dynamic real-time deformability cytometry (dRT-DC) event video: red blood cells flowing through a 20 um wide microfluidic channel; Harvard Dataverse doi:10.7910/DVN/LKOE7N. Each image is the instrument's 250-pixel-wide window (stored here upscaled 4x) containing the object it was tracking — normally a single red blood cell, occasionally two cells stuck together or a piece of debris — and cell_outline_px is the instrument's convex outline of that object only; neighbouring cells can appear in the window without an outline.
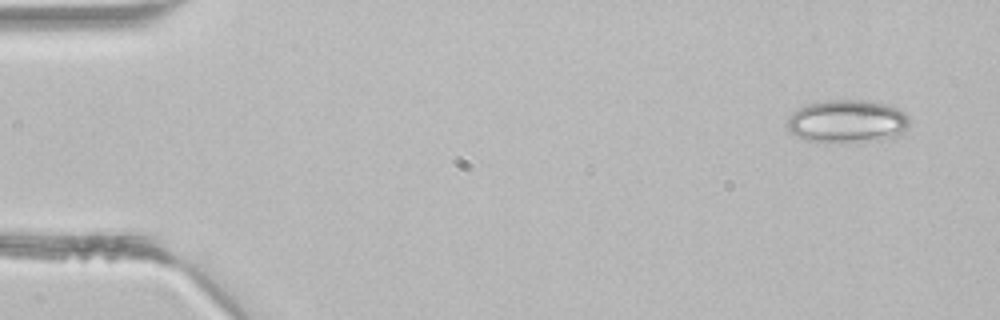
{"species": "common noctule bat (a hibernating species)", "species_latin": "Nyctalus noctula", "temperature_condition": "room temperature", "stored_images_in_passage": 4, "camera_frame_rate_fps": 3000, "um_per_image_px": 0.085, "animal": {"sex": "male", "body_mass_g": 21.5, "forearm_length_mm": 52.0}, "frame": {"image": 1, "passage_image": 1, "time_ms": 0.0, "image_size_px": [1000, 320], "cell_outline_px": [[908, 124], [904, 136], [880, 140], [848, 144], [804, 140], [788, 132], [788, 116], [792, 112], [808, 104], [824, 100], [872, 100], [888, 104], [904, 112], [908, 116]], "centroid_in_image_um": [72.05, 10.34], "position_along_channel_um": 13.0, "area_um2": 31.56}}